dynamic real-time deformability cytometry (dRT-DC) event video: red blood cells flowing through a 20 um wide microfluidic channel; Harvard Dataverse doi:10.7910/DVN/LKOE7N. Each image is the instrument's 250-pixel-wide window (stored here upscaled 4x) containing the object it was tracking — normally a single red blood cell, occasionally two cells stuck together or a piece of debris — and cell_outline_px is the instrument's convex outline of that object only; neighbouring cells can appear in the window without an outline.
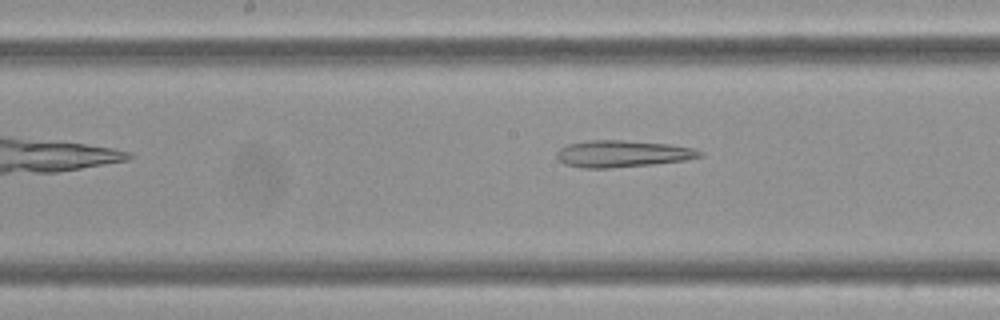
{"species": "Egyptian fruit bat (a non-hibernating species)", "species_latin": "Rousettus aegyptiacus", "temperature_condition": "cold", "stored_images_in_passage": 13, "camera_frame_rate_fps": 3000, "um_per_image_px": 0.085, "frame": {"image": 1, "passage_image": 13, "time_ms": 4.0, "image_size_px": [1000, 320], "cell_outline_px": [[704, 156], [684, 160], [652, 164], [608, 168], [580, 168], [564, 164], [556, 156], [556, 152], [560, 148], [568, 144], [588, 140], [624, 140], [668, 144], [692, 148], [704, 152]], "centroid_in_image_um": [52.89, 13.07], "position_along_channel_um": 195.3, "area_um2": 22.31}}